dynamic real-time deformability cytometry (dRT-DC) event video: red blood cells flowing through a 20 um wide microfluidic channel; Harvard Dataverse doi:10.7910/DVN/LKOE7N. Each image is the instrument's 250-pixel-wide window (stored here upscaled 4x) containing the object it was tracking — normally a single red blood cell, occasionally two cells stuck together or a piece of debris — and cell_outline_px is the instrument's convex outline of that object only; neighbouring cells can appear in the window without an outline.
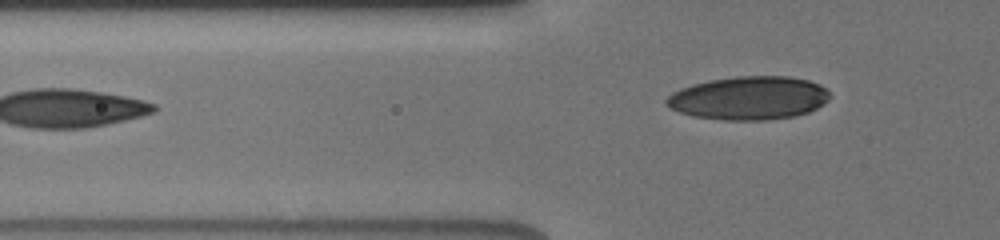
{"species": "human", "species_latin": "Homo sapiens", "temperature_condition": "cold", "stored_images_in_passage": 18, "camera_frame_rate_fps": 3000, "um_per_image_px": 0.085, "donor": {"sex": "male"}, "frame": {"image": 1, "passage_image": 18, "time_ms": 6.333, "image_size_px": [1000, 240], "cell_outline_px": [[832, 96], [824, 104], [808, 112], [792, 116], [764, 120], [724, 120], [692, 116], [680, 112], [664, 104], [664, 100], [672, 92], [680, 88], [692, 84], [712, 80], [736, 76], [788, 76], [808, 80], [820, 84]], "centroid_in_image_um": [63.64, 8.33], "position_along_channel_um": 62.2, "area_um2": 41.33}}